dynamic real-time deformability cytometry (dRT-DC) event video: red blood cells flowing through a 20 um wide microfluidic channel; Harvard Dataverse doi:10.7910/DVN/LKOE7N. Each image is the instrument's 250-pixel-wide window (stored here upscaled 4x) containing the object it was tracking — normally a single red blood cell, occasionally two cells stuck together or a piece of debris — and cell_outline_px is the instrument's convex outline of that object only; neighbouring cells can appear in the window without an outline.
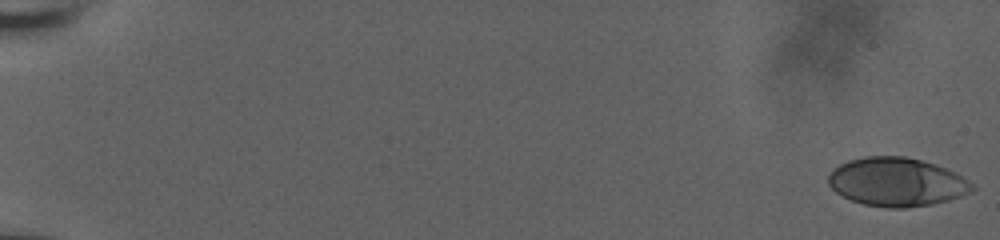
{"species": "human", "species_latin": "Homo sapiens", "temperature_condition": "room temperature", "stored_images_in_passage": 57, "camera_frame_rate_fps": 3000, "um_per_image_px": 0.085, "donor": {"sex": "male"}, "frame": {"image": 1, "passage_image": 1, "time_ms": 0.0, "image_size_px": [1000, 240], "cell_outline_px": [[976, 188], [972, 192], [948, 200], [932, 204], [904, 208], [888, 208], [864, 204], [852, 200], [836, 192], [828, 184], [828, 176], [840, 164], [848, 160], [864, 156], [904, 156], [936, 164], [956, 172], [976, 184]], "centroid_in_image_um": [76.27, 15.46], "position_along_channel_um": 8.7, "area_um2": 40.86}}
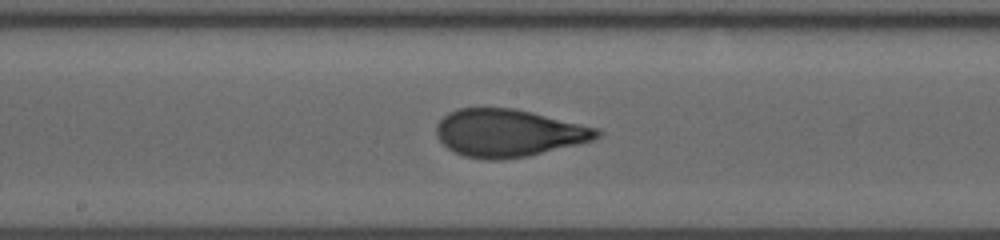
{"frame": {"image": 2, "passage_image": 33, "time_ms": 10.667, "image_size_px": [1000, 240], "cell_outline_px": [[604, 132], [600, 136], [592, 140], [580, 144], [528, 156], [504, 160], [484, 160], [464, 156], [448, 148], [436, 136], [436, 124], [448, 112], [456, 108], [512, 108], [532, 112], [600, 128]], "centroid_in_image_um": [43.24, 11.31], "position_along_channel_um": 205.0, "area_um2": 44.85}}
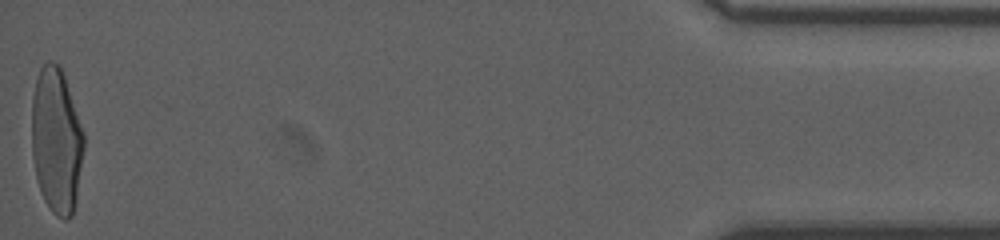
{"frame": {"image": 3, "passage_image": 57, "time_ms": 18.667, "image_size_px": [1000, 240], "cell_outline_px": [[84, 148], [76, 196], [72, 216], [68, 220], [64, 220], [56, 216], [52, 212], [44, 200], [40, 192], [36, 180], [32, 156], [32, 96], [36, 80], [40, 68], [48, 60], [52, 60], [60, 64], [84, 132]], "centroid_in_image_um": [4.78, 11.95], "position_along_channel_um": 430.4, "area_um2": 44.45}, "authors_computed_cell_mechanics": {"area_um2": 43.4078, "velocity_mm_per_s": 3.8733, "shape_relaxation_time_tau1_ms": 6.8348, "shape_relaxation_time_tau2_ms": null, "deformation_change_tau1": 0.2587, "deformation_change_tau2": null}}